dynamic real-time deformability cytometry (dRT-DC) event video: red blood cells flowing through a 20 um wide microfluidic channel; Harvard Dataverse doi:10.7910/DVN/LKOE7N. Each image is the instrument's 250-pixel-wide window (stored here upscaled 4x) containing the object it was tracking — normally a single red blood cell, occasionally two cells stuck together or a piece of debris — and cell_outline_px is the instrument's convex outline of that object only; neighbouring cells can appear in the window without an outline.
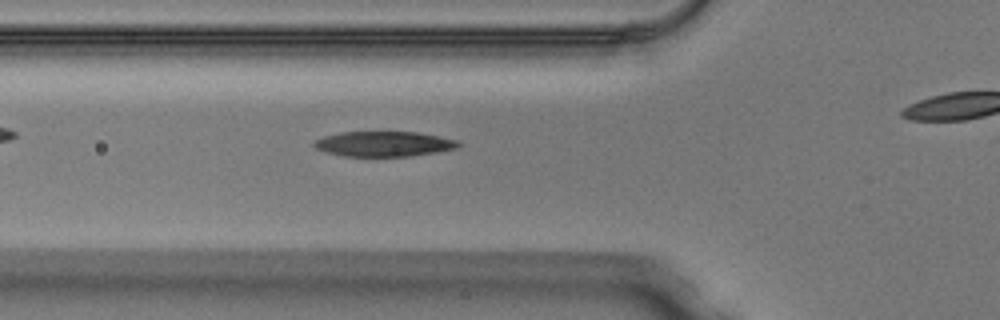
{"species": "Egyptian fruit bat (a non-hibernating species)", "species_latin": "Rousettus aegyptiacus", "temperature_condition": "warm", "stored_images_in_passage": 33, "camera_frame_rate_fps": 3000, "um_per_image_px": 0.085, "animal": {"sex": "male"}, "frame": {"image": 1, "passage_image": 8, "time_ms": 2.333, "image_size_px": [1000, 320], "cell_outline_px": [[464, 144], [456, 148], [436, 152], [408, 156], [344, 156], [324, 152], [316, 148], [312, 144], [316, 140], [324, 136], [340, 132], [416, 132], [460, 140]], "centroid_in_image_um": [32.65, 12.23], "position_along_channel_um": 93.2, "area_um2": 21.15}}
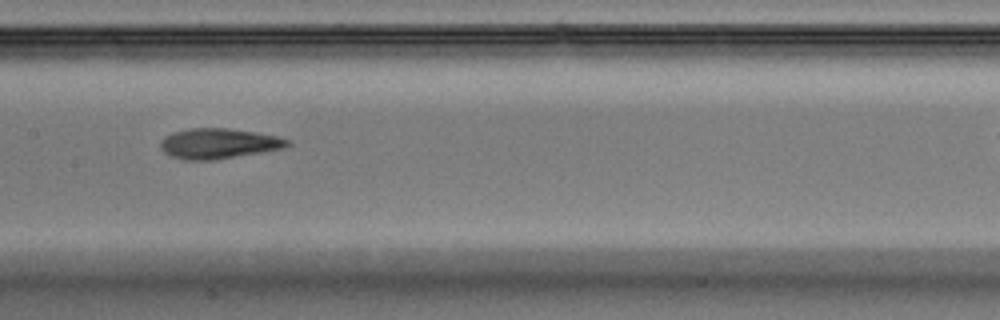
{"frame": {"image": 2, "passage_image": 15, "time_ms": 4.667, "image_size_px": [1000, 320], "cell_outline_px": [[292, 144], [284, 148], [216, 160], [184, 160], [172, 156], [164, 152], [160, 148], [160, 140], [172, 132], [192, 128], [228, 128], [276, 136], [288, 140]], "centroid_in_image_um": [18.55, 12.21], "position_along_channel_um": 188.8, "area_um2": 22.31}}
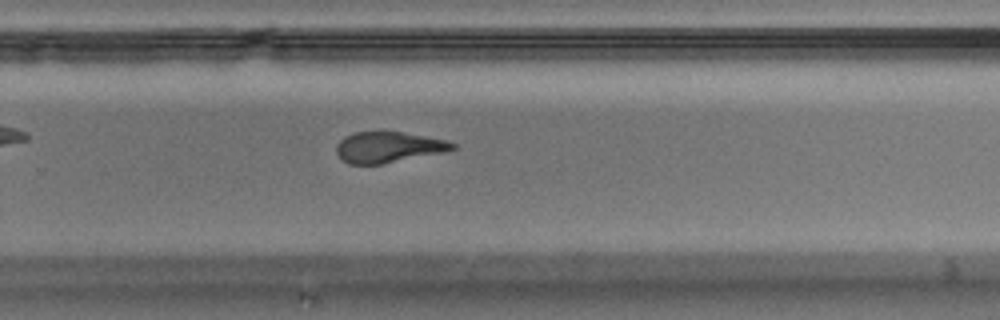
{"frame": {"image": 3, "passage_image": 23, "time_ms": 7.333, "image_size_px": [1000, 320], "cell_outline_px": [[456, 148], [444, 152], [380, 164], [348, 164], [336, 152], [336, 144], [344, 136], [352, 132], [400, 132], [444, 140], [456, 144]], "centroid_in_image_um": [32.96, 12.51], "position_along_channel_um": 296.8, "area_um2": 20.52}}